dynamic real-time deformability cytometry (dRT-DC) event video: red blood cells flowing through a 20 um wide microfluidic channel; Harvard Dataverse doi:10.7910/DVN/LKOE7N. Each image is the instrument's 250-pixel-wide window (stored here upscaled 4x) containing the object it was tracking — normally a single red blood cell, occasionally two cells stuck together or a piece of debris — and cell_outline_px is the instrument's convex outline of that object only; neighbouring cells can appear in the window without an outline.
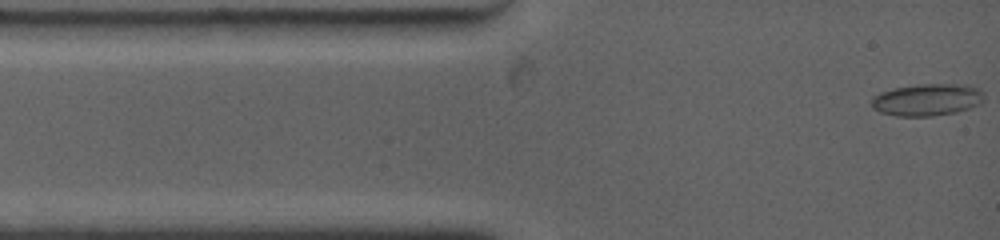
{"species": "common noctule bat (a hibernating species)", "species_latin": "Nyctalus noctula", "temperature_condition": "warm", "stored_images_in_passage": 3, "camera_frame_rate_fps": 4500, "um_per_image_px": 0.085, "animal": {"sex": "female", "body_mass_g": 19.0, "forearm_length_mm": 53.3}, "frame": {"image": 1, "passage_image": 1, "time_ms": 0.0, "image_size_px": [1000, 240], "cell_outline_px": [[984, 100], [980, 104], [956, 112], [932, 116], [896, 116], [880, 112], [872, 108], [872, 96], [880, 92], [896, 88], [920, 84], [952, 84], [976, 88], [984, 96]], "centroid_in_image_um": [78.76, 8.49], "position_along_channel_um": 6.2, "area_um2": 20.75}}
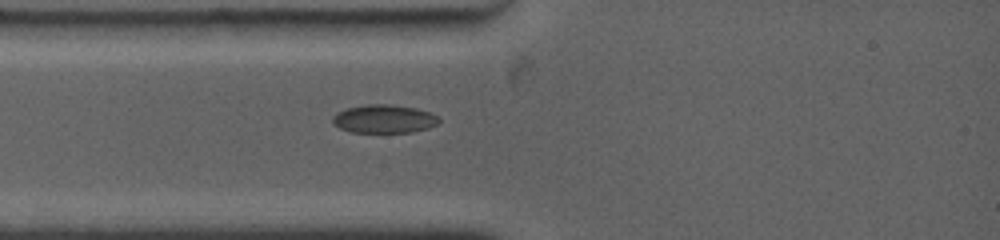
{"frame": {"image": 2, "passage_image": 3, "time_ms": 2.444, "image_size_px": [1000, 240], "cell_outline_px": [[440, 120], [436, 124], [428, 128], [412, 132], [352, 132], [340, 128], [332, 124], [332, 116], [336, 112], [348, 108], [368, 104], [388, 104], [416, 108], [428, 112], [436, 116]], "centroid_in_image_um": [32.6, 10.11], "position_along_channel_um": 52.4, "area_um2": 17.46}}